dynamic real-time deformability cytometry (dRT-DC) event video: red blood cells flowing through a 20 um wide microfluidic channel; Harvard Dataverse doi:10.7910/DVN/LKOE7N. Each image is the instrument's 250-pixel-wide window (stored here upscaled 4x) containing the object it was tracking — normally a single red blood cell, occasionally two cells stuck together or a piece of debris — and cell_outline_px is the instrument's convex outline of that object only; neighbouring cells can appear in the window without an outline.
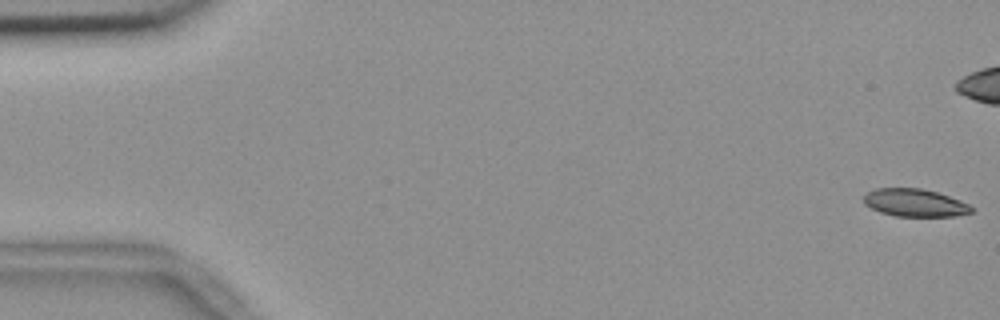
{"species": "common noctule bat (a hibernating species)", "species_latin": "Nyctalus noctula", "temperature_condition": "room temperature", "stored_images_in_passage": 57, "camera_frame_rate_fps": 3000, "um_per_image_px": 0.085, "animal": {"sex": "female", "body_mass_g": 18.4}, "frame": {"image": 1, "passage_image": 1, "time_ms": 0.0, "image_size_px": [1000, 320], "cell_outline_px": [[976, 208], [972, 212], [956, 216], [896, 216], [880, 212], [864, 204], [864, 196], [868, 192], [876, 188], [920, 188], [936, 192], [960, 200]], "centroid_in_image_um": [77.78, 17.24], "position_along_channel_um": 7.2, "area_um2": 17.34}}
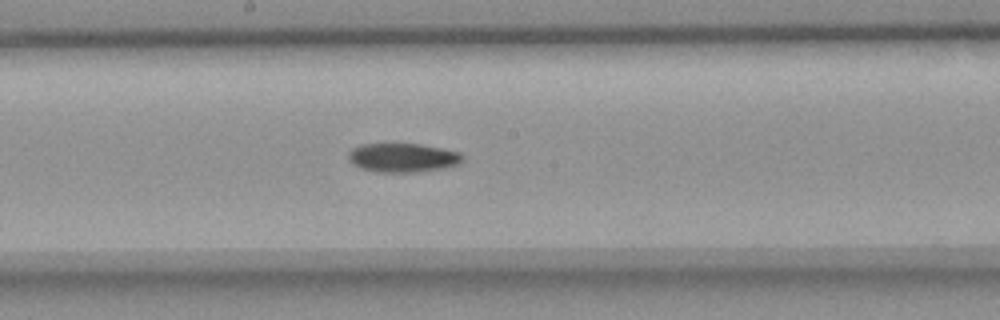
{"frame": {"image": 2, "passage_image": 30, "time_ms": 9.667, "image_size_px": [1000, 320], "cell_outline_px": [[464, 160], [460, 164], [444, 168], [416, 172], [376, 172], [360, 168], [352, 164], [348, 160], [348, 152], [352, 148], [360, 144], [420, 144], [460, 152], [464, 156]], "centroid_in_image_um": [34.23, 13.41], "position_along_channel_um": 214.0, "area_um2": 19.48}}
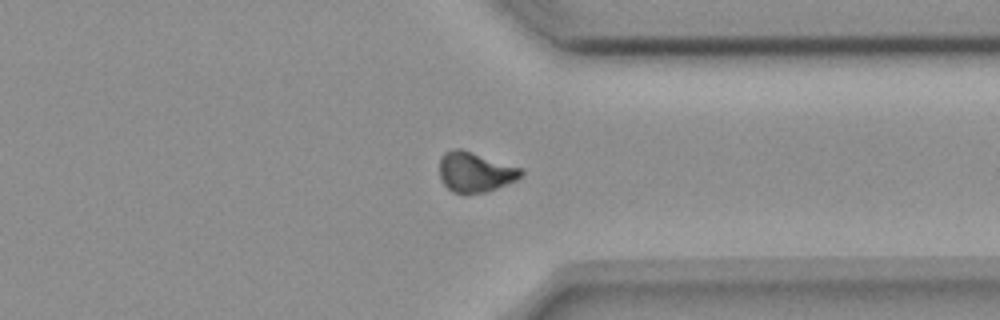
{"frame": {"image": 3, "passage_image": 43, "time_ms": 14.0, "image_size_px": [1000, 320], "cell_outline_px": [[524, 172], [516, 180], [488, 192], [464, 196], [452, 192], [440, 180], [440, 156], [444, 152], [452, 148], [460, 148], [524, 168]], "centroid_in_image_um": [40.38, 14.64], "position_along_channel_um": 371.0, "area_um2": 19.65}, "authors_computed_cell_mechanics": {"area_um2": 19.1896, "velocity_mm_per_s": 3.6563, "shape_relaxation_time_tau1_ms": 9.9859, "shape_relaxation_time_tau2_ms": null, "deformation_change_tau1": 0.1632, "deformation_change_tau2": null}}